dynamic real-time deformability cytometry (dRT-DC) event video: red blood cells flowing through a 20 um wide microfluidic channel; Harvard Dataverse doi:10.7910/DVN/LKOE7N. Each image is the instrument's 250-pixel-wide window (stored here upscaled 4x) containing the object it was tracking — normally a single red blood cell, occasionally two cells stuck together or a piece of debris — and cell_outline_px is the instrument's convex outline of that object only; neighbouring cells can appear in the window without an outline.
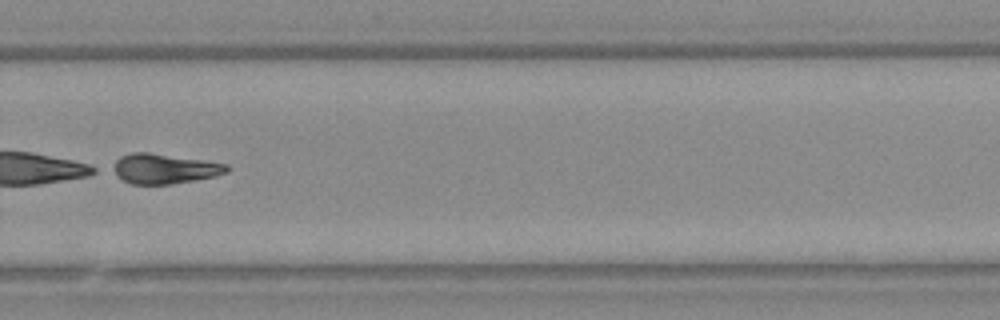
{"species": "Egyptian fruit bat (a non-hibernating species)", "species_latin": "Rousettus aegyptiacus", "temperature_condition": "warm", "stored_images_in_passage": 39, "camera_frame_rate_fps": 3000, "um_per_image_px": 0.085, "animal": {"sex": "female"}, "frame": {"image": 1, "passage_image": 24, "time_ms": 7.667, "image_size_px": [1000, 320], "cell_outline_px": [[232, 168], [228, 172], [212, 176], [192, 180], [168, 184], [132, 184], [124, 180], [112, 172], [108, 168], [120, 156], [132, 152], [148, 152], [204, 160], [228, 164]], "centroid_in_image_um": [13.92, 14.32], "position_along_channel_um": 315.9, "area_um2": 19.88}}